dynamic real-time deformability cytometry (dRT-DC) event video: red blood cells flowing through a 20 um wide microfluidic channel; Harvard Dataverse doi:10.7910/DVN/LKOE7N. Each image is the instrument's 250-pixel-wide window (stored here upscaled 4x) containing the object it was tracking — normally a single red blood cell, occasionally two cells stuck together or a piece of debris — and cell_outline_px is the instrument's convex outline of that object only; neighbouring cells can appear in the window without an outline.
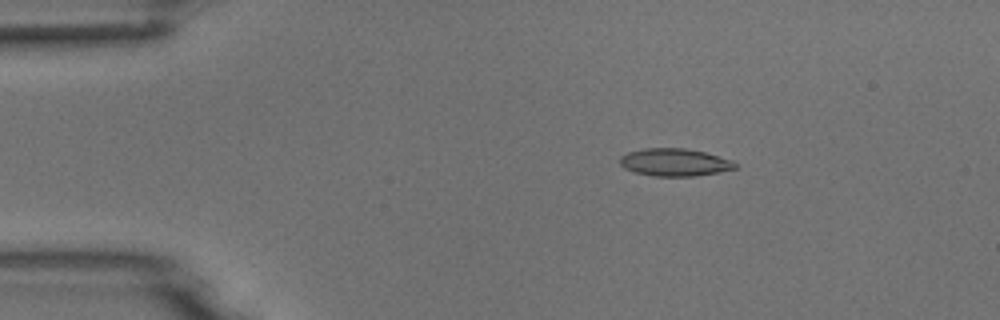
{"species": "common noctule bat (a hibernating species)", "species_latin": "Nyctalus noctula", "temperature_condition": "room temperature", "stored_images_in_passage": 4, "camera_frame_rate_fps": 3000, "um_per_image_px": 0.085, "animal": {"sex": "male", "body_mass_g": 18.8}, "frame": {"image": 1, "passage_image": 3, "time_ms": 0.667, "image_size_px": [1000, 320], "cell_outline_px": [[736, 168], [720, 172], [696, 176], [652, 176], [636, 172], [624, 168], [620, 164], [620, 156], [628, 152], [644, 148], [684, 148], [704, 152], [732, 160], [736, 164]], "centroid_in_image_um": [57.33, 13.8], "position_along_channel_um": 27.7, "area_um2": 18.5}}